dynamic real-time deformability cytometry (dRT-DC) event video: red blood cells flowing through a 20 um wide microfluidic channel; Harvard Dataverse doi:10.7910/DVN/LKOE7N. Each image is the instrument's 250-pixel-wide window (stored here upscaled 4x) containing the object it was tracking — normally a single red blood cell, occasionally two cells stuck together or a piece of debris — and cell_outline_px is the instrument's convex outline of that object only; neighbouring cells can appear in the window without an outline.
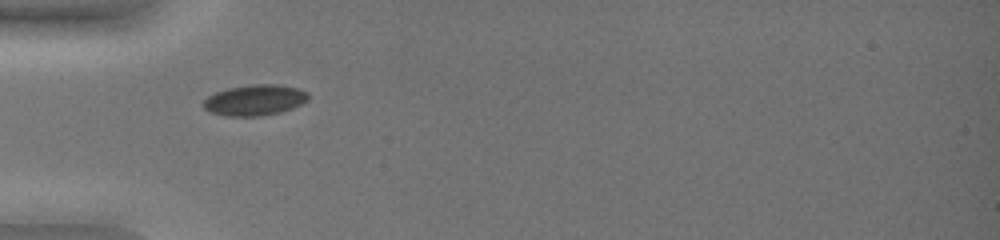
{"species": "common noctule bat (a hibernating species)", "species_latin": "Nyctalus noctula", "temperature_condition": "warm", "stored_images_in_passage": 34, "camera_frame_rate_fps": 3000, "um_per_image_px": 0.085, "animal": {"sex": "female", "body_mass_g": 19.0, "forearm_length_mm": 51.5}, "frame": {"image": 1, "passage_image": 1, "time_ms": 0.0, "image_size_px": [1000, 240], "cell_outline_px": [[308, 100], [292, 108], [280, 112], [260, 116], [224, 116], [212, 112], [204, 108], [200, 104], [208, 96], [216, 92], [228, 88], [252, 84], [276, 84], [296, 88], [308, 92]], "centroid_in_image_um": [21.63, 8.51], "position_along_channel_um": 63.4, "area_um2": 18.79}}
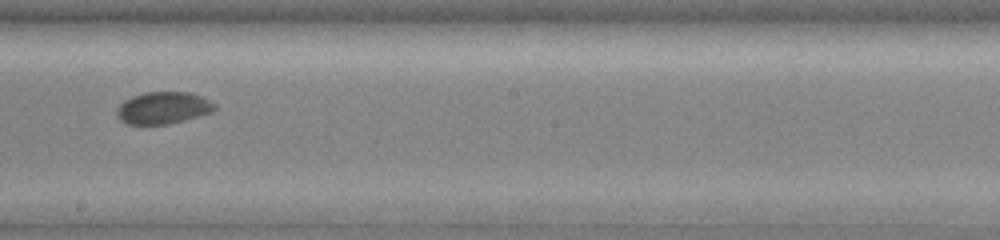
{"frame": {"image": 2, "passage_image": 15, "time_ms": 4.667, "image_size_px": [1000, 240], "cell_outline_px": [[216, 108], [212, 112], [184, 120], [168, 124], [128, 124], [120, 120], [116, 116], [116, 108], [124, 100], [132, 96], [144, 92], [188, 92], [200, 96], [216, 104]], "centroid_in_image_um": [13.83, 9.17], "position_along_channel_um": 234.4, "area_um2": 18.26}}
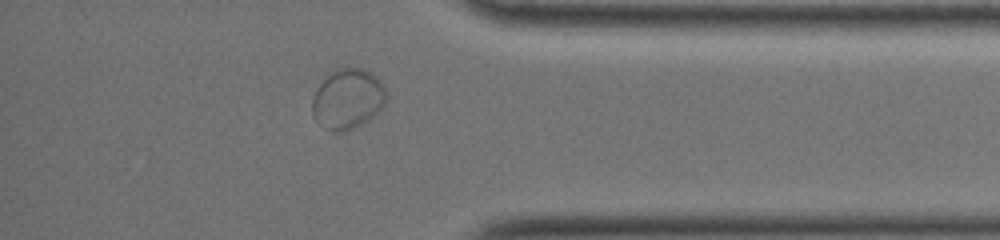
{"frame": {"image": 3, "passage_image": 29, "time_ms": 9.333, "image_size_px": [1000, 240], "cell_outline_px": [[388, 96], [384, 104], [368, 120], [344, 132], [332, 132], [316, 124], [312, 116], [312, 100], [316, 88], [328, 72], [332, 68], [360, 68], [376, 76], [380, 80], [388, 92]], "centroid_in_image_um": [29.51, 8.41], "position_along_channel_um": 405.7, "area_um2": 26.41}}